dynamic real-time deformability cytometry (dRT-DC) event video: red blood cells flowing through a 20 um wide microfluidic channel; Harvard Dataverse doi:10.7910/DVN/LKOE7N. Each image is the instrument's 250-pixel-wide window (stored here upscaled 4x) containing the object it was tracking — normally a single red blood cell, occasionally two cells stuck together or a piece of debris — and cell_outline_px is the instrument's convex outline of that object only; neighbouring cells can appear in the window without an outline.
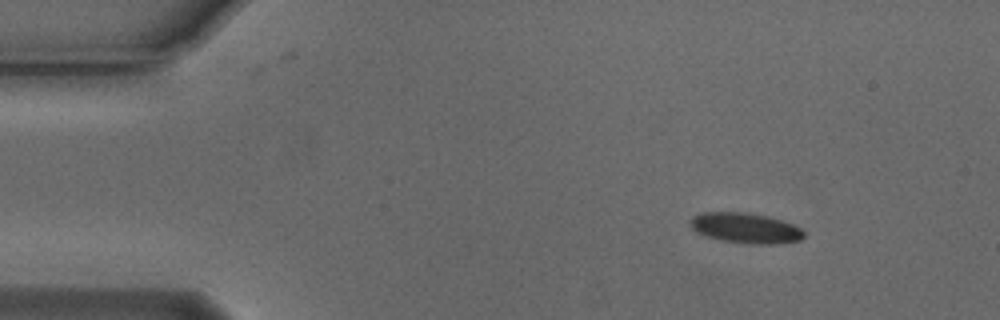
{"species": "Egyptian fruit bat (a non-hibernating species)", "species_latin": "Rousettus aegyptiacus", "temperature_condition": "cold", "stored_images_in_passage": 52, "camera_frame_rate_fps": 3000, "um_per_image_px": 0.085, "animal": {"sex": "male"}, "frame": {"image": 1, "passage_image": 5, "time_ms": 1.333, "image_size_px": [1000, 320], "cell_outline_px": [[804, 236], [800, 240], [776, 244], [748, 244], [720, 240], [704, 236], [696, 232], [688, 224], [688, 220], [692, 216], [704, 212], [748, 212], [780, 220], [792, 224], [800, 228], [804, 232]], "centroid_in_image_um": [63.3, 19.39], "position_along_channel_um": 21.7, "area_um2": 20.23}}
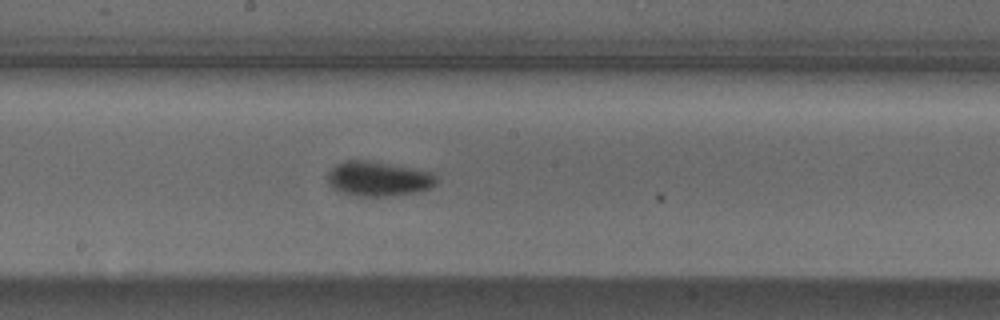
{"frame": {"image": 2, "passage_image": 27, "time_ms": 8.667, "image_size_px": [1000, 320], "cell_outline_px": [[436, 184], [420, 192], [384, 196], [356, 196], [340, 192], [332, 188], [328, 184], [328, 172], [336, 164], [344, 160], [368, 160], [412, 168], [428, 172], [436, 176]], "centroid_in_image_um": [32.11, 15.2], "position_along_channel_um": 216.1, "area_um2": 21.96}}
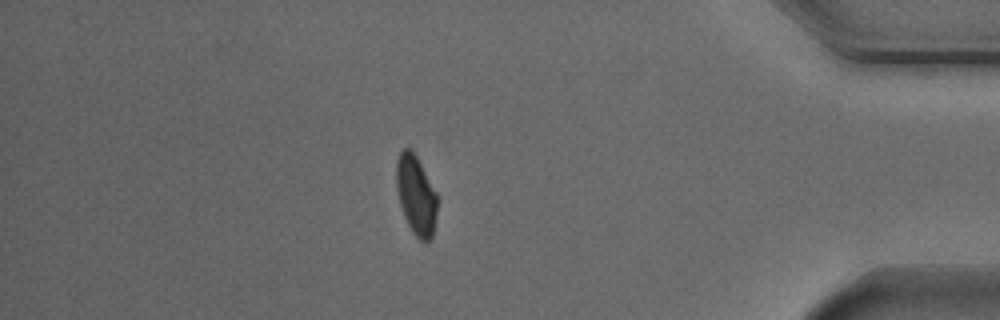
{"frame": {"image": 3, "passage_image": 45, "time_ms": 14.667, "image_size_px": [1000, 320], "cell_outline_px": [[436, 212], [432, 236], [428, 240], [420, 240], [412, 232], [404, 216], [400, 204], [396, 188], [396, 160], [400, 152], [404, 148], [408, 148], [416, 156], [436, 192]], "centroid_in_image_um": [35.33, 16.57], "position_along_channel_um": 399.9, "area_um2": 18.5}}